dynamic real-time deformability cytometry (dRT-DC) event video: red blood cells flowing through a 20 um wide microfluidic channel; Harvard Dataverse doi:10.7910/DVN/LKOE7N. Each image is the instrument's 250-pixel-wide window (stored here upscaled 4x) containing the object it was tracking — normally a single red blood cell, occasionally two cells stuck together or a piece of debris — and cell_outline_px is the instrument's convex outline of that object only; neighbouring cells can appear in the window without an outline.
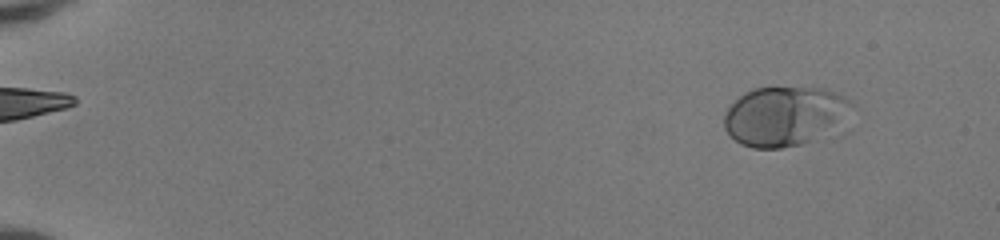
{"species": "human", "species_latin": "Homo sapiens", "temperature_condition": "room temperature", "stored_images_in_passage": 51, "camera_frame_rate_fps": 3000, "um_per_image_px": 0.085, "donor": {"sex": "female"}, "frame": {"image": 1, "passage_image": 5, "time_ms": 1.333, "image_size_px": [1000, 240], "cell_outline_px": [[852, 104], [848, 132], [844, 136], [780, 148], [752, 148], [740, 144], [724, 128], [724, 112], [744, 92], [756, 88], [820, 88], [844, 96], [852, 100]], "centroid_in_image_um": [66.92, 9.94], "position_along_channel_um": 18.1, "area_um2": 46.41}}
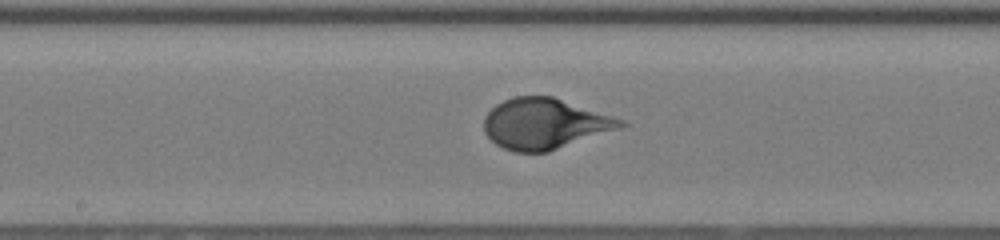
{"frame": {"image": 2, "passage_image": 29, "time_ms": 9.333, "image_size_px": [1000, 240], "cell_outline_px": [[628, 124], [620, 128], [548, 152], [516, 152], [504, 148], [496, 144], [484, 132], [484, 116], [496, 104], [504, 100], [516, 96], [552, 96], [628, 120]], "centroid_in_image_um": [46.33, 10.51], "position_along_channel_um": 201.9, "area_um2": 40.46}}
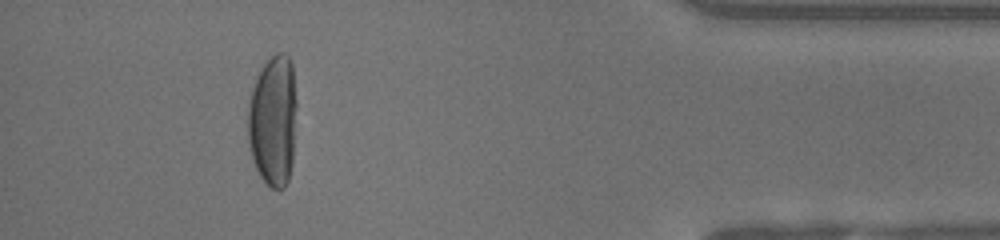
{"frame": {"image": 3, "passage_image": 47, "time_ms": 15.333, "image_size_px": [1000, 240], "cell_outline_px": [[296, 104], [292, 164], [288, 180], [284, 188], [272, 188], [260, 176], [252, 160], [248, 140], [248, 104], [252, 88], [260, 68], [276, 52], [284, 52], [288, 56], [292, 64], [296, 100]], "centroid_in_image_um": [23.2, 10.23], "position_along_channel_um": 412.0, "area_um2": 37.4}}